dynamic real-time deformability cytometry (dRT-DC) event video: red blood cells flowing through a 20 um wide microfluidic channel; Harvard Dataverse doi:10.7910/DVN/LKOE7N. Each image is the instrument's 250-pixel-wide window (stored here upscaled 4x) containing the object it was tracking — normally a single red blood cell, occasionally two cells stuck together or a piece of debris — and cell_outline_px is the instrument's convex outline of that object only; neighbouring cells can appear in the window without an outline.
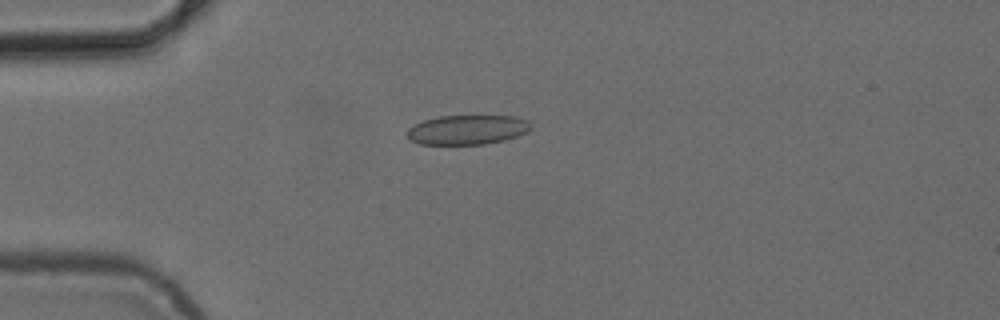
{"species": "common noctule bat (a hibernating species)", "species_latin": "Nyctalus noctula", "temperature_condition": "cold", "stored_images_in_passage": 3, "camera_frame_rate_fps": 3000, "um_per_image_px": 0.085, "animal": {"sex": "female", "body_mass_g": 24.6, "forearm_length_mm": 56.2}, "frame": {"image": 1, "passage_image": 2, "time_ms": 1.333, "image_size_px": [1000, 320], "cell_outline_px": [[532, 128], [528, 132], [504, 140], [484, 144], [420, 144], [412, 140], [408, 136], [408, 128], [424, 120], [440, 116], [516, 116], [528, 120]], "centroid_in_image_um": [39.77, 11.02], "position_along_channel_um": 45.2, "area_um2": 21.15}}